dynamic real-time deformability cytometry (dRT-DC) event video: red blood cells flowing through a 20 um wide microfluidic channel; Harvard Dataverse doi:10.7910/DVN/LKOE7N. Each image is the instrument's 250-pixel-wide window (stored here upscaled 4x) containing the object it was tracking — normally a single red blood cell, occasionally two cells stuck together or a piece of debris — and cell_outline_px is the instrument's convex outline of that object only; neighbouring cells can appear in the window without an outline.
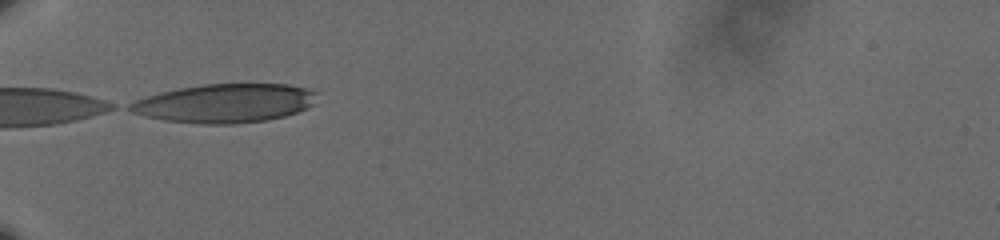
{"species": "human", "species_latin": "Homo sapiens", "temperature_condition": "cold", "stored_images_in_passage": 3, "camera_frame_rate_fps": 3000, "um_per_image_px": 0.085, "donor": {"sex": "male"}, "frame": {"image": 1, "passage_image": 1, "time_ms": 0.0, "image_size_px": [1000, 240], "cell_outline_px": [[316, 92], [312, 104], [308, 108], [284, 116], [268, 120], [232, 124], [204, 124], [164, 120], [132, 112], [124, 108], [128, 104], [136, 100], [160, 92], [180, 88], [204, 84], [288, 84], [308, 88]], "centroid_in_image_um": [19.11, 8.77], "position_along_channel_um": 65.9, "area_um2": 42.08}}